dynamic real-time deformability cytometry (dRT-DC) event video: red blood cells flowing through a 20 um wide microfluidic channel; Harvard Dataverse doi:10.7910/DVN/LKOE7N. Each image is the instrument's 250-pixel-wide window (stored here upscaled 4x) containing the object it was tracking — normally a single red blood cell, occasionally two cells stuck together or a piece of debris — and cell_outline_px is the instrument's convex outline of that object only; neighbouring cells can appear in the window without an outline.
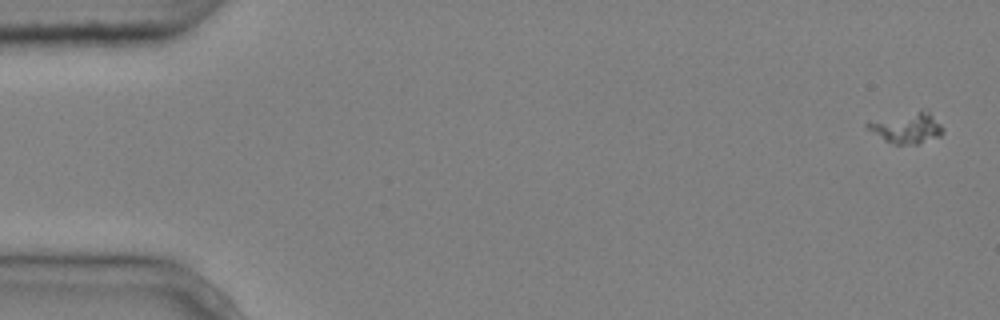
{"species": "common noctule bat (a hibernating species)", "species_latin": "Nyctalus noctula", "temperature_condition": "cold", "stored_images_in_passage": 7, "camera_frame_rate_fps": 3000, "um_per_image_px": 0.085, "animal": {"sex": "male", "body_mass_g": 20.4}, "frame": {"image": 1, "passage_image": 1, "time_ms": 0.0, "image_size_px": [1000, 320], "cell_outline_px": [[944, 132], [940, 136], [916, 144], [896, 144], [884, 140], [868, 128], [864, 124], [920, 108], [928, 112], [944, 128]], "centroid_in_image_um": [77.14, 10.85], "position_along_channel_um": 7.9, "area_um2": 13.24}}
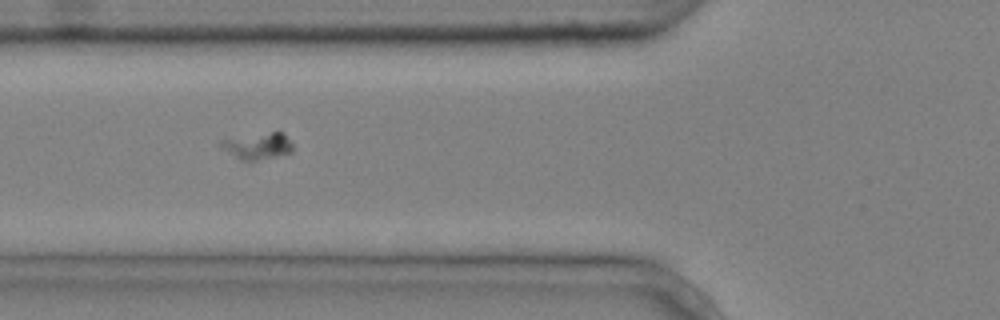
{"frame": {"image": 2, "passage_image": 6, "time_ms": 1.667, "image_size_px": [1000, 320], "cell_outline_px": [[292, 152], [256, 160], [240, 160], [220, 144], [220, 140], [272, 132], [284, 132], [292, 144]], "centroid_in_image_um": [21.97, 12.4], "position_along_channel_um": 103.8, "area_um2": 10.52}}